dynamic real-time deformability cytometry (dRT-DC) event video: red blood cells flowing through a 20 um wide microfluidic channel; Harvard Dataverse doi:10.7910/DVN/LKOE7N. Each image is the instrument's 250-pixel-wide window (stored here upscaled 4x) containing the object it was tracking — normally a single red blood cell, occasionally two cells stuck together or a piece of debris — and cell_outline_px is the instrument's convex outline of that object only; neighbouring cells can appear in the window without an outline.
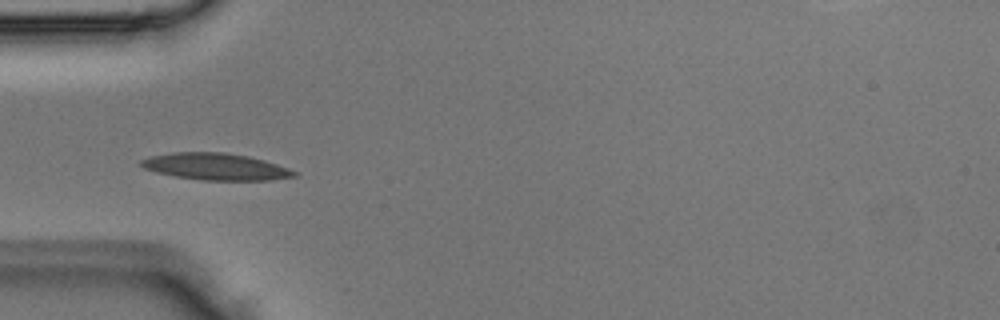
{"species": "Egyptian fruit bat (a non-hibernating species)", "species_latin": "Rousettus aegyptiacus", "temperature_condition": "room temperature", "stored_images_in_passage": 5, "camera_frame_rate_fps": 3000, "um_per_image_px": 0.085, "animal": {"sex": "male"}, "frame": {"image": 1, "passage_image": 5, "time_ms": 1.333, "image_size_px": [1000, 320], "cell_outline_px": [[296, 176], [268, 180], [200, 180], [176, 176], [156, 172], [144, 168], [140, 164], [140, 160], [148, 156], [172, 152], [224, 152], [248, 156], [264, 160], [288, 168], [296, 172]], "centroid_in_image_um": [18.29, 14.15], "position_along_channel_um": 66.7, "area_um2": 23.81}}